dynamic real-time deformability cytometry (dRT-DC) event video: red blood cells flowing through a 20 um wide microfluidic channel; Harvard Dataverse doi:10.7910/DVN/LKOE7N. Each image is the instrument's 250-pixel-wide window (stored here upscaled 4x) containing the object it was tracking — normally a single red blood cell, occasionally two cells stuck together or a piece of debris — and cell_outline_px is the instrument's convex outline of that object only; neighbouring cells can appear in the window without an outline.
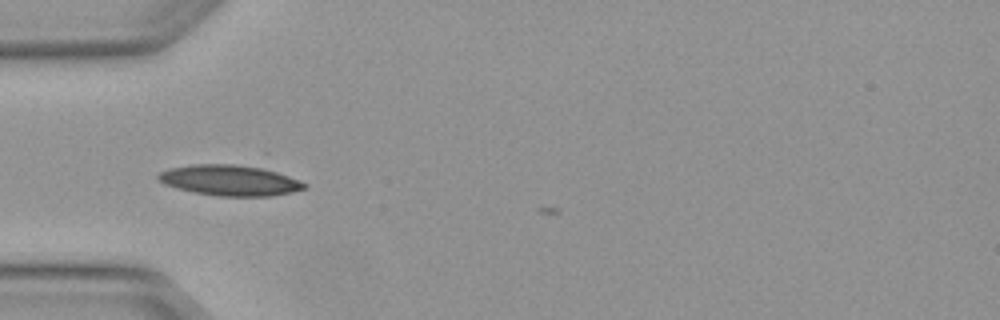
{"species": "Egyptian fruit bat (a non-hibernating species)", "species_latin": "Rousettus aegyptiacus", "temperature_condition": "warm", "stored_images_in_passage": 2, "camera_frame_rate_fps": 3000, "um_per_image_px": 0.085, "animal": {"sex": "female"}, "frame": {"image": 1, "passage_image": 1, "time_ms": 0.0, "image_size_px": [1000, 320], "cell_outline_px": [[308, 188], [292, 192], [272, 196], [216, 196], [192, 192], [176, 188], [164, 184], [156, 180], [156, 176], [160, 172], [168, 168], [192, 164], [256, 164], [300, 180], [308, 184]], "centroid_in_image_um": [19.56, 15.31], "position_along_channel_um": 65.4, "area_um2": 26.88}}